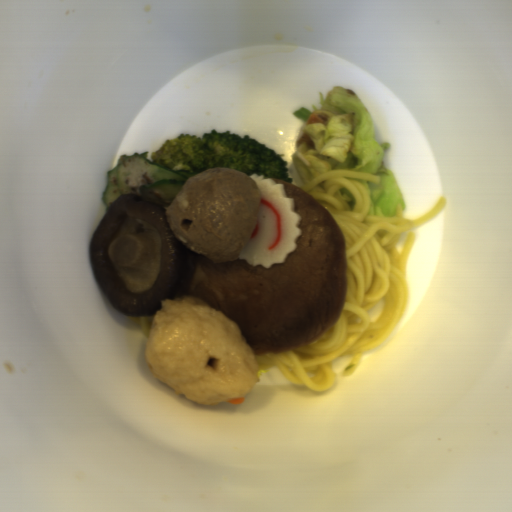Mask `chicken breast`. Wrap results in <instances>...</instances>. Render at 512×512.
<instances>
[{
  "label": "chicken breast",
  "mask_w": 512,
  "mask_h": 512,
  "mask_svg": "<svg viewBox=\"0 0 512 512\" xmlns=\"http://www.w3.org/2000/svg\"><path fill=\"white\" fill-rule=\"evenodd\" d=\"M328 119L329 117H322L320 115L317 114V110L312 112L306 123L303 125L298 137H297V140H296V147L299 149L300 146L303 144V143H306L308 147H315L310 136L305 132V127L308 125V124H311V123H326L328 122Z\"/></svg>",
  "instance_id": "1"
}]
</instances>
